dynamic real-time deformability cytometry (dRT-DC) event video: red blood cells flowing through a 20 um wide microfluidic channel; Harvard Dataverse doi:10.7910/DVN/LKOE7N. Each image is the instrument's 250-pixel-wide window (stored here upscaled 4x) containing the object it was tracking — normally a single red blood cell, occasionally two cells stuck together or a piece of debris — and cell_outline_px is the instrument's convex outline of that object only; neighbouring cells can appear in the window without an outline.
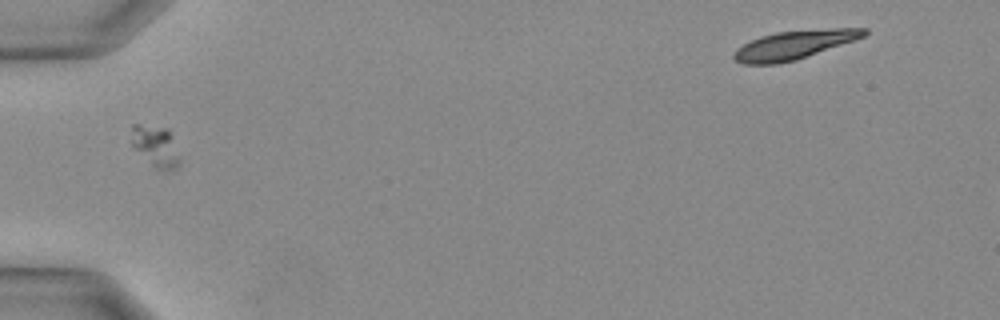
{"species": "Egyptian fruit bat (a non-hibernating species)", "species_latin": "Rousettus aegyptiacus", "temperature_condition": "warm", "stored_images_in_passage": 32, "segment_of_instrument_passage": [1, 2], "camera_frame_rate_fps": 3000, "um_per_image_px": 0.085, "animal": {"sex": "female"}, "frame": {"image": 1, "passage_image": 8, "time_ms": 2.333, "image_size_px": [1000, 320], "cell_outline_px": [[180, 164], [176, 168], [156, 168], [132, 144], [132, 124], [140, 124], [168, 128], [180, 160]], "centroid_in_image_um": [13.24, 12.37], "position_along_channel_um": 71.8, "area_um2": 10.98}}